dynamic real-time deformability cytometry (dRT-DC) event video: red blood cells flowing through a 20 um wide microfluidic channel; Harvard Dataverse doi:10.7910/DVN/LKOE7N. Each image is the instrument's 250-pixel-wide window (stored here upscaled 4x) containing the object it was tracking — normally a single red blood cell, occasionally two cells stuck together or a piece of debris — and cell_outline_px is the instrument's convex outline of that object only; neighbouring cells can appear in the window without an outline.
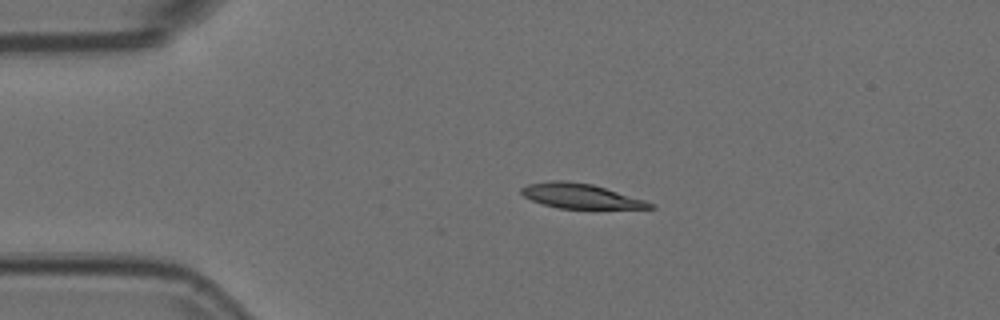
{"species": "Egyptian fruit bat (a non-hibernating species)", "species_latin": "Rousettus aegyptiacus", "temperature_condition": "room temperature", "stored_images_in_passage": 41, "camera_frame_rate_fps": 3000, "um_per_image_px": 0.085, "animal": {"sex": "female"}, "frame": {"image": 1, "passage_image": 1, "time_ms": 0.0, "image_size_px": [1000, 320], "cell_outline_px": [[656, 208], [560, 208], [544, 204], [532, 200], [524, 196], [520, 192], [520, 188], [528, 184], [552, 180], [564, 180], [592, 184], [644, 200], [656, 204]], "centroid_in_image_um": [49.33, 16.65], "position_along_channel_um": 35.7, "area_um2": 18.26}}
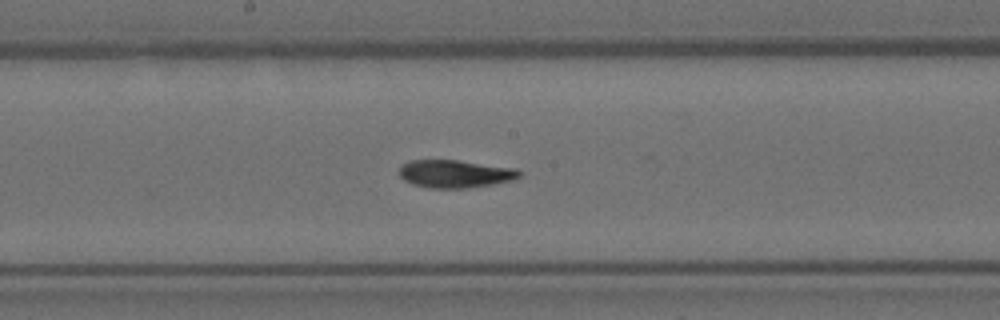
{"frame": {"image": 2, "passage_image": 18, "time_ms": 5.667, "image_size_px": [1000, 320], "cell_outline_px": [[520, 176], [516, 180], [468, 188], [428, 188], [412, 184], [404, 180], [400, 176], [400, 168], [408, 160], [456, 160], [516, 168], [520, 172]], "centroid_in_image_um": [38.69, 14.78], "position_along_channel_um": 209.5, "area_um2": 19.48}}
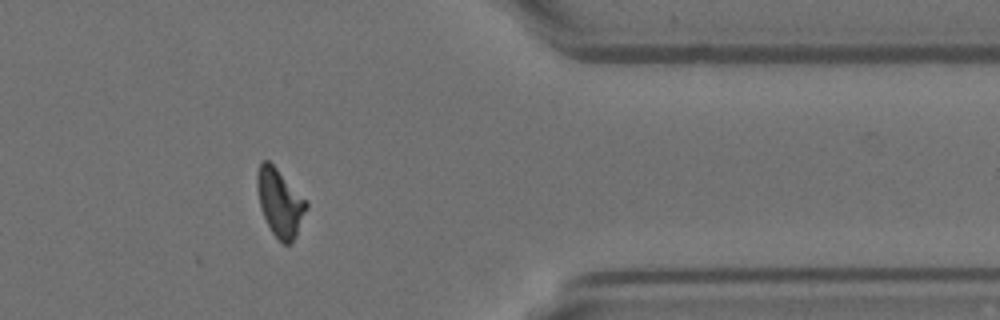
{"frame": {"image": 3, "passage_image": 34, "time_ms": 11.0, "image_size_px": [1000, 320], "cell_outline_px": [[308, 208], [296, 236], [292, 244], [284, 244], [272, 232], [264, 216], [260, 204], [256, 184], [256, 172], [260, 160], [268, 160], [276, 168], [308, 204]], "centroid_in_image_um": [23.78, 17.22], "position_along_channel_um": 387.6, "area_um2": 19.02}, "authors_computed_cell_mechanics": {"area_um2": 19.5364, "velocity_mm_per_s": 3.7089, "shape_relaxation_time_tau1_ms": 8.0395, "shape_relaxation_time_tau2_ms": 3.309, "deformation_change_tau1": 0.2208, "deformation_change_tau2": 0.0968}}